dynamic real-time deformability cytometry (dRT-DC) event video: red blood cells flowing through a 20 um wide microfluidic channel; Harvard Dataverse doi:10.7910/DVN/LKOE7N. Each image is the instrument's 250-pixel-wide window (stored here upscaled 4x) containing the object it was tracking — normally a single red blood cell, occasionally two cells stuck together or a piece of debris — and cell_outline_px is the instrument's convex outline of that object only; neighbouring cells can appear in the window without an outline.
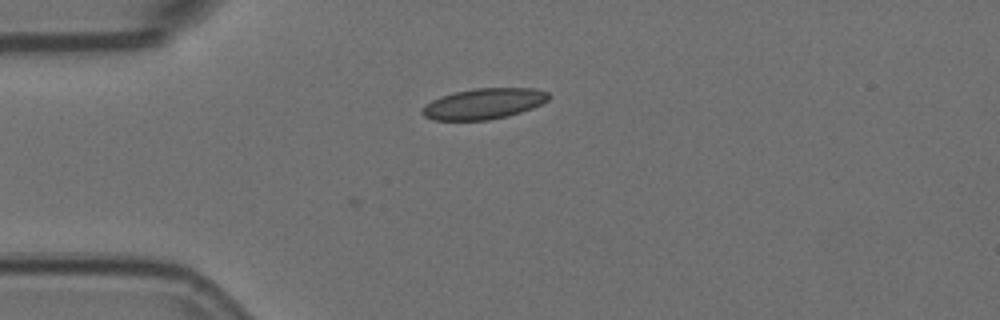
{"species": "Egyptian fruit bat (a non-hibernating species)", "species_latin": "Rousettus aegyptiacus", "temperature_condition": "room temperature", "stored_images_in_passage": 2, "camera_frame_rate_fps": 3000, "um_per_image_px": 0.085, "animal": {"sex": "female"}, "frame": {"image": 1, "passage_image": 2, "time_ms": 0.333, "image_size_px": [1000, 320], "cell_outline_px": [[548, 100], [532, 108], [508, 116], [488, 120], [432, 120], [424, 116], [420, 112], [420, 108], [424, 104], [440, 96], [452, 92], [476, 88], [536, 88], [548, 92]], "centroid_in_image_um": [41.06, 8.81], "position_along_channel_um": 43.9, "area_um2": 22.83}}